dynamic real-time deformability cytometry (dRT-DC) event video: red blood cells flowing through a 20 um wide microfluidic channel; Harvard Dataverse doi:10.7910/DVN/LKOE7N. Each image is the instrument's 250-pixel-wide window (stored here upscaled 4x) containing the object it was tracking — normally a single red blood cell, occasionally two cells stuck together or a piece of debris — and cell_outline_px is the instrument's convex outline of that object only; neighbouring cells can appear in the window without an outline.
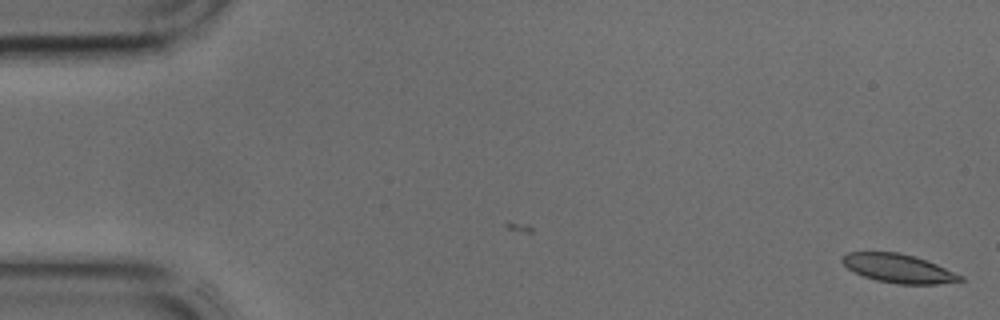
{"species": "common noctule bat (a hibernating species)", "species_latin": "Nyctalus noctula", "temperature_condition": "cold", "stored_images_in_passage": 4, "camera_frame_rate_fps": 3000, "um_per_image_px": 0.085, "animal": {"sex": "male", "body_mass_g": 17.9, "forearm_length_mm": 54.2}, "frame": {"image": 1, "passage_image": 4, "time_ms": 1.0, "image_size_px": [1000, 320], "cell_outline_px": [[964, 280], [936, 284], [900, 284], [876, 280], [864, 276], [848, 268], [840, 260], [848, 252], [900, 252], [936, 264], [964, 276]], "centroid_in_image_um": [76.38, 22.82], "position_along_channel_um": 8.6, "area_um2": 19.42}}